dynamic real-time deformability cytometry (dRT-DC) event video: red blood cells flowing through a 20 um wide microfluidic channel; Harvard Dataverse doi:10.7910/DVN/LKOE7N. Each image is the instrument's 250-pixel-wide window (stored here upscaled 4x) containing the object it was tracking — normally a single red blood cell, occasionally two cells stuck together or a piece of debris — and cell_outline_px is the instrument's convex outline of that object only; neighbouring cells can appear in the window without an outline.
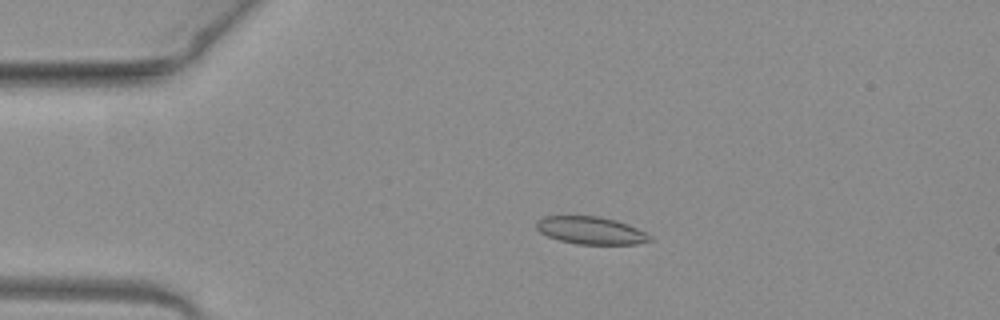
{"species": "common noctule bat (a hibernating species)", "species_latin": "Nyctalus noctula", "temperature_condition": "warm", "stored_images_in_passage": 51, "camera_frame_rate_fps": 3000, "um_per_image_px": 0.085, "animal": {"sex": "female", "body_mass_g": 19.3, "forearm_length_mm": 54.1}, "frame": {"image": 1, "passage_image": 11, "time_ms": 3.333, "image_size_px": [1000, 320], "cell_outline_px": [[652, 240], [636, 244], [576, 244], [560, 240], [548, 236], [540, 232], [536, 228], [536, 220], [544, 216], [596, 216], [616, 220], [628, 224], [652, 236]], "centroid_in_image_um": [50.2, 19.58], "position_along_channel_um": 34.8, "area_um2": 18.15}}
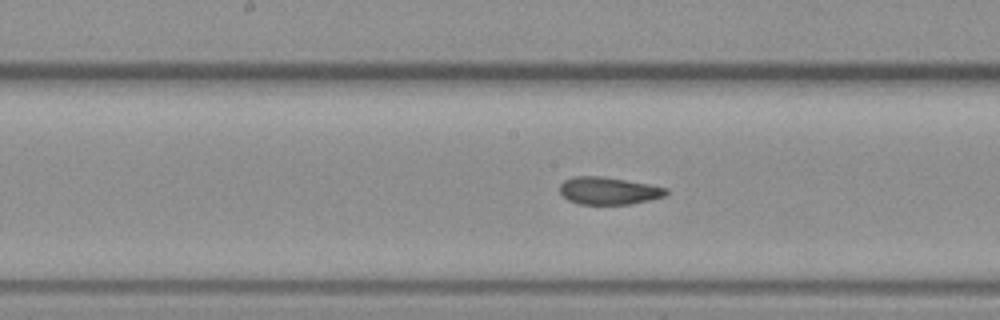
{"frame": {"image": 2, "passage_image": 26, "time_ms": 8.333, "image_size_px": [1000, 320], "cell_outline_px": [[668, 192], [664, 196], [632, 204], [580, 204], [568, 200], [560, 192], [560, 184], [564, 180], [572, 176], [600, 176], [648, 184], [668, 188]], "centroid_in_image_um": [51.71, 16.21], "position_along_channel_um": 196.5, "area_um2": 16.88}}
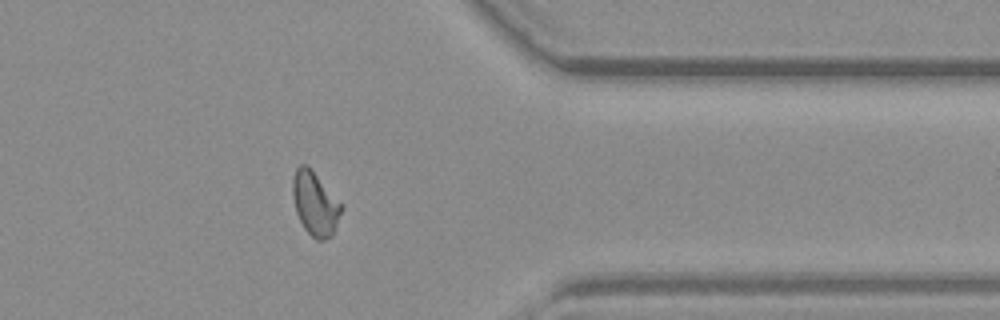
{"frame": {"image": 3, "passage_image": 41, "time_ms": 13.333, "image_size_px": [1000, 320], "cell_outline_px": [[344, 208], [332, 236], [324, 240], [316, 240], [304, 228], [296, 212], [292, 196], [292, 180], [296, 168], [300, 164], [308, 164], [344, 204]], "centroid_in_image_um": [26.81, 17.28], "position_along_channel_um": 384.6, "area_um2": 18.61}, "authors_computed_cell_mechanics": {"area_um2": 17.6868, "velocity_mm_per_s": 4.0564, "shape_relaxation_time_tau1_ms": null, "shape_relaxation_time_tau2_ms": 2.3027, "deformation_change_tau1": null, "deformation_change_tau2": 0.0842}}